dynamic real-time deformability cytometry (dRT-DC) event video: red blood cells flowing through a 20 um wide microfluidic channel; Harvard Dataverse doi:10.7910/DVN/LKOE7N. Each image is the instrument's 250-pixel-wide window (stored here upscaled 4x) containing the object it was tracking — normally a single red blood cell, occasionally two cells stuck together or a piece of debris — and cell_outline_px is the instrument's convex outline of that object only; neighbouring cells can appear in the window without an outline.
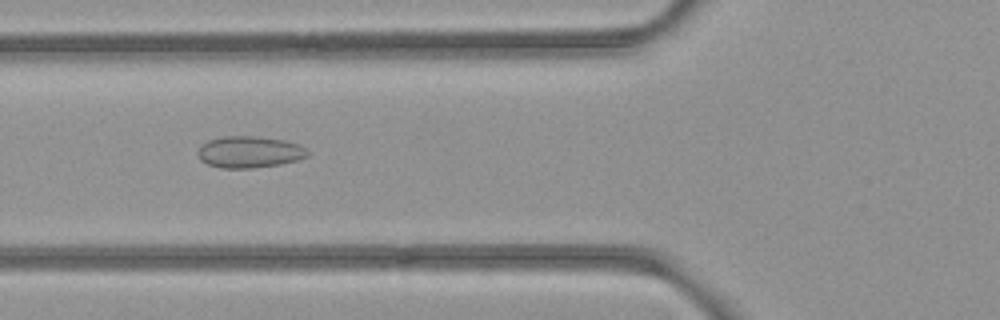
{"species": "common noctule bat (a hibernating species)", "species_latin": "Nyctalus noctula", "temperature_condition": "room temperature", "stored_images_in_passage": 4, "camera_frame_rate_fps": 3000, "um_per_image_px": 0.085, "animal": {"sex": "female", "body_mass_g": 21.9}, "frame": {"image": 1, "passage_image": 3, "time_ms": 0.667, "image_size_px": [1000, 320], "cell_outline_px": [[308, 156], [296, 160], [280, 164], [252, 168], [220, 168], [208, 164], [200, 160], [196, 152], [200, 144], [208, 140], [224, 136], [252, 136], [284, 140], [300, 144], [308, 152]], "centroid_in_image_um": [21.15, 12.92], "position_along_channel_um": 104.6, "area_um2": 20.29}}
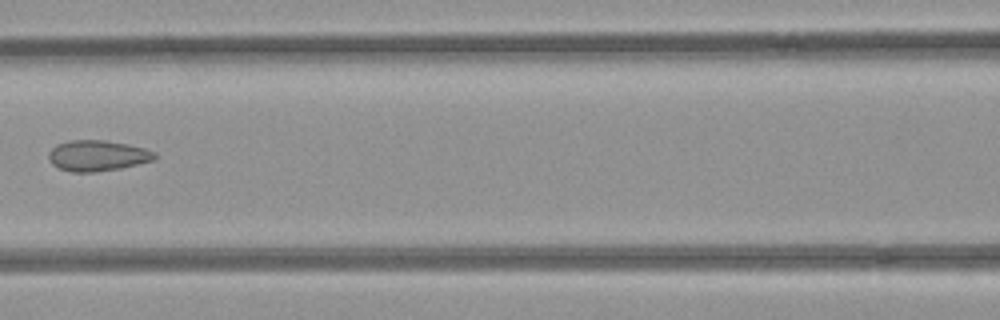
{"frame": {"image": 2, "passage_image": 4, "time_ms": 1.0, "image_size_px": [1000, 320], "cell_outline_px": [[156, 156], [152, 160], [120, 168], [96, 172], [72, 172], [60, 168], [52, 164], [48, 160], [48, 152], [56, 144], [68, 140], [104, 140], [128, 144], [144, 148], [156, 152]], "centroid_in_image_um": [8.24, 13.22], "position_along_channel_um": 158.4, "area_um2": 19.02}}